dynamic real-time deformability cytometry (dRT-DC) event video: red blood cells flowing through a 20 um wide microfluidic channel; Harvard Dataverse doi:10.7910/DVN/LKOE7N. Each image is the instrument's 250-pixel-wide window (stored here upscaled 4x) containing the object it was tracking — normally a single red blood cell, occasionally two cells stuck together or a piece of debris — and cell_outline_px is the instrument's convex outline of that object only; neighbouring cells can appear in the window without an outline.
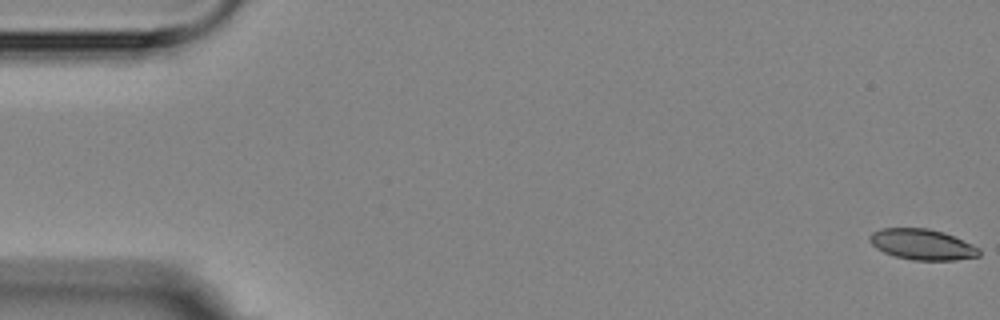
{"species": "Egyptian fruit bat (a non-hibernating species)", "species_latin": "Rousettus aegyptiacus", "temperature_condition": "room temperature", "stored_images_in_passage": 5, "camera_frame_rate_fps": 3000, "um_per_image_px": 0.085, "animal": {"sex": "female"}, "frame": {"image": 1, "passage_image": 1, "time_ms": 0.0, "image_size_px": [1000, 320], "cell_outline_px": [[980, 256], [956, 260], [912, 260], [896, 256], [884, 252], [876, 248], [868, 240], [868, 236], [872, 232], [880, 228], [928, 228], [944, 232], [972, 244], [980, 248]], "centroid_in_image_um": [78.38, 20.77], "position_along_channel_um": 6.6, "area_um2": 19.71}}
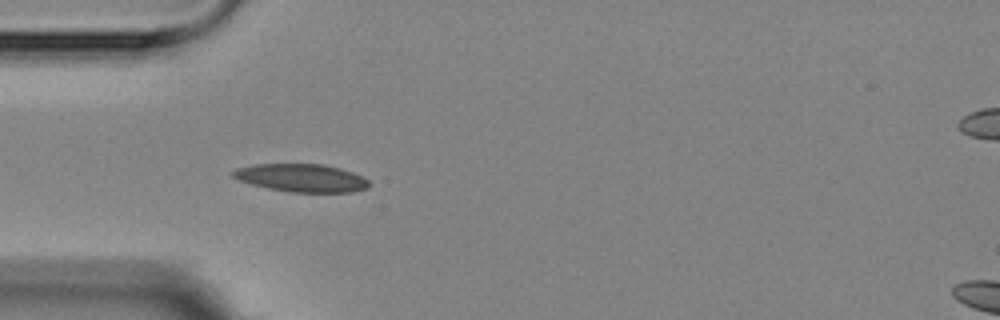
{"frame": {"image": 2, "passage_image": 5, "time_ms": 5.333, "image_size_px": [1000, 320], "cell_outline_px": [[368, 188], [352, 192], [288, 192], [268, 188], [252, 184], [240, 180], [232, 176], [232, 172], [236, 168], [252, 164], [324, 164], [340, 168], [352, 172], [368, 180]], "centroid_in_image_um": [25.61, 15.12], "position_along_channel_um": 59.4, "area_um2": 22.08}}